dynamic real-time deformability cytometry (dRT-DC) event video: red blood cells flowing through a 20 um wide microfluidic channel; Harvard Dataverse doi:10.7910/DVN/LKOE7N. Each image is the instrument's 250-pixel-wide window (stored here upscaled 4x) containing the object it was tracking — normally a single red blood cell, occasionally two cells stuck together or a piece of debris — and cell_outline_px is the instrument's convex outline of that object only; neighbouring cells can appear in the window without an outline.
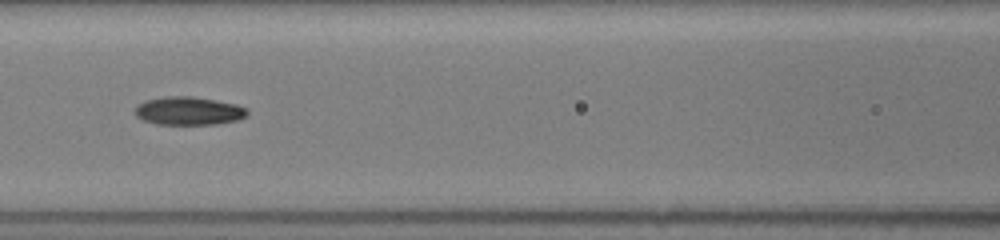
{"species": "common noctule bat (a hibernating species)", "species_latin": "Nyctalus noctula", "temperature_condition": "room temperature", "stored_images_in_passage": 13, "camera_frame_rate_fps": 3000, "um_per_image_px": 0.085, "animal": {"sex": "female", "body_mass_g": 19.5, "forearm_length_mm": 54.1}, "frame": {"image": 1, "passage_image": 8, "time_ms": 2.333, "image_size_px": [1000, 240], "cell_outline_px": [[248, 116], [236, 120], [216, 124], [156, 124], [144, 120], [136, 116], [136, 104], [144, 100], [164, 96], [192, 96], [216, 100], [236, 104], [248, 108]], "centroid_in_image_um": [16.04, 9.41], "position_along_channel_um": 150.6, "area_um2": 18.61}}
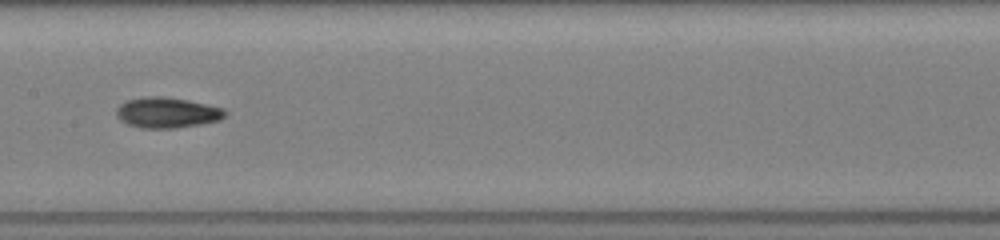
{"frame": {"image": 2, "passage_image": 11, "time_ms": 3.333, "image_size_px": [1000, 240], "cell_outline_px": [[228, 112], [220, 120], [200, 124], [176, 128], [140, 128], [128, 124], [120, 120], [116, 116], [116, 108], [120, 104], [128, 100], [144, 96], [164, 96], [188, 100], [224, 108]], "centroid_in_image_um": [14.19, 9.57], "position_along_channel_um": 193.2, "area_um2": 19.48}}